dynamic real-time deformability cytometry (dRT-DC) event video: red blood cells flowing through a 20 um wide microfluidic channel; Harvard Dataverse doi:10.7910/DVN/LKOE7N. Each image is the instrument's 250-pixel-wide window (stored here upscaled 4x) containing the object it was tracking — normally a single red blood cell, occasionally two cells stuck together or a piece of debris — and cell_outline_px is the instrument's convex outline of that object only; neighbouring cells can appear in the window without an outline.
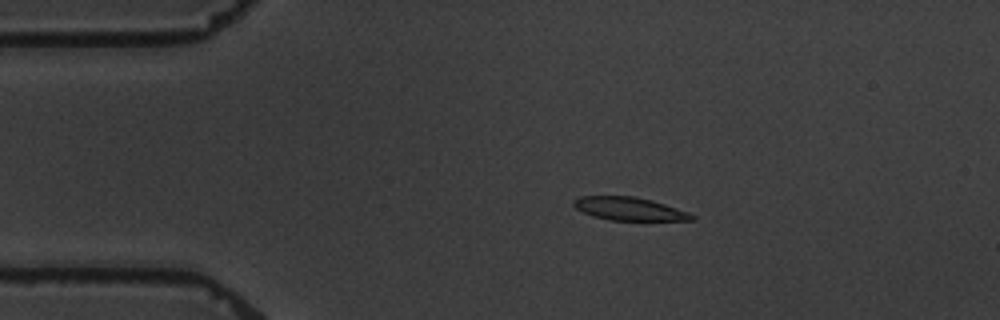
{"species": "common noctule bat (a hibernating species)", "species_latin": "Nyctalus noctula", "temperature_condition": "warm", "stored_images_in_passage": 5, "camera_frame_rate_fps": 3000, "um_per_image_px": 0.085, "animal": {"sex": "male", "body_mass_g": 19.5, "forearm_length_mm": 54.6}, "frame": {"image": 1, "passage_image": 4, "time_ms": 3.333, "image_size_px": [1000, 320], "cell_outline_px": [[696, 220], [608, 220], [592, 216], [576, 208], [572, 204], [572, 200], [580, 196], [632, 196], [652, 200], [688, 212], [696, 216]], "centroid_in_image_um": [53.46, 17.75], "position_along_channel_um": 31.5, "area_um2": 15.9}}